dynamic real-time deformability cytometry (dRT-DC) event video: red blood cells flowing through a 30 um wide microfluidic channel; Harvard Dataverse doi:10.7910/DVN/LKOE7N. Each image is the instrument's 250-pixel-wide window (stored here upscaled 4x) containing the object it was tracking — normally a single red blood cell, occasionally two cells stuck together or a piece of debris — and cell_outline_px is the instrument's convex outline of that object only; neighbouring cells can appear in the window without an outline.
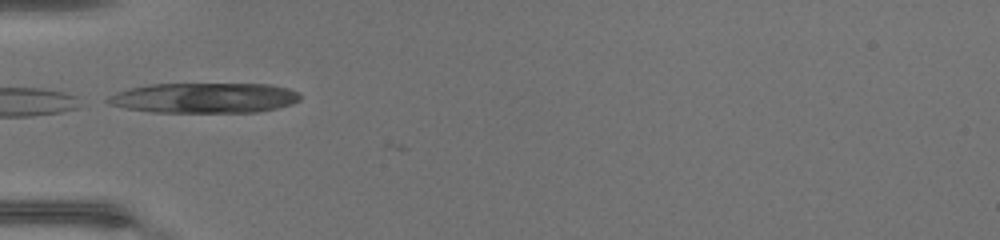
{"species": "common noctule bat (a hibernating species)", "species_latin": "Nyctalus noctula", "temperature_condition": "warm", "stored_images_in_passage": 15, "camera_frame_rate_fps": 3000, "um_per_image_px": 0.085, "animal": {"sex": "female", "body_mass_g": 17.0, "forearm_length_mm": 48.0}, "frame": {"image": 1, "passage_image": 1, "time_ms": 0.0, "image_size_px": [1000, 240], "cell_outline_px": [[300, 100], [292, 104], [276, 108], [256, 112], [152, 112], [124, 108], [108, 104], [104, 100], [108, 96], [128, 88], [148, 84], [272, 84], [288, 88], [296, 92], [300, 96]], "centroid_in_image_um": [17.33, 8.32], "position_along_channel_um": 67.7, "area_um2": 33.99}}